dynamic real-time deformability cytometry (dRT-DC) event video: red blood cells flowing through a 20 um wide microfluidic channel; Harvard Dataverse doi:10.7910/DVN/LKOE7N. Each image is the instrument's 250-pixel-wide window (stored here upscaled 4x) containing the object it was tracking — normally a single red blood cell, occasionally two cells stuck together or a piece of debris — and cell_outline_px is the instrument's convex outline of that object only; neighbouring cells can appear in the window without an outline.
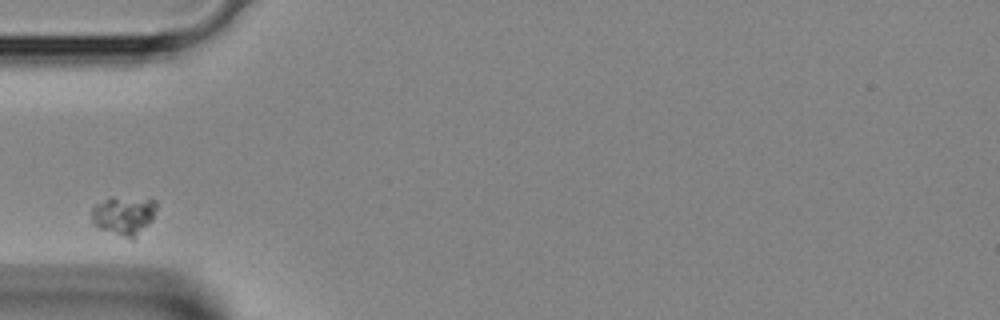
{"species": "Egyptian fruit bat (a non-hibernating species)", "species_latin": "Rousettus aegyptiacus", "temperature_condition": "room temperature", "stored_images_in_passage": 1, "camera_frame_rate_fps": 3000, "um_per_image_px": 0.085, "animal": {"sex": "female"}, "frame": {"image": 1, "passage_image": 1, "time_ms": 0.0, "image_size_px": [1000, 320], "cell_outline_px": [[156, 208], [152, 220], [136, 240], [132, 240], [100, 228], [92, 224], [92, 208], [96, 204], [108, 196], [112, 196], [156, 200]], "centroid_in_image_um": [10.53, 18.32], "position_along_channel_um": 74.5, "area_um2": 14.97}}